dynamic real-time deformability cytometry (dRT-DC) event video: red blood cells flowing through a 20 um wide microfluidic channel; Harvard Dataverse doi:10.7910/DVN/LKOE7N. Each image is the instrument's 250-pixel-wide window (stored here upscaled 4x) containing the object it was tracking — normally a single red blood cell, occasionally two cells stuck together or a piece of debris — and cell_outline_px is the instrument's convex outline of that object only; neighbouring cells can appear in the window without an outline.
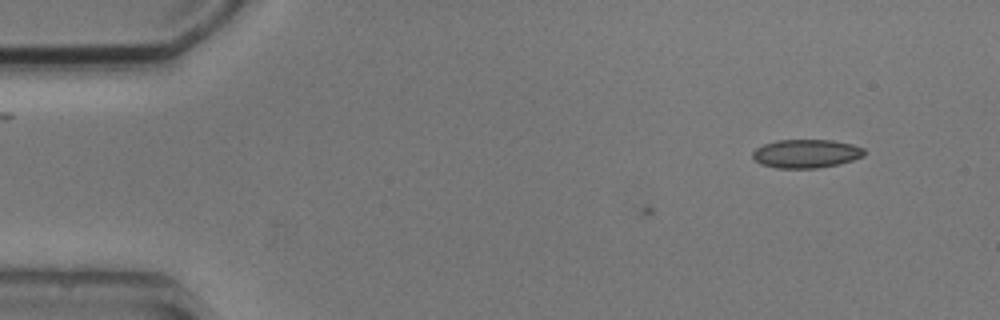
{"species": "common noctule bat (a hibernating species)", "species_latin": "Nyctalus noctula", "temperature_condition": "cold", "stored_images_in_passage": 3, "camera_frame_rate_fps": 3000, "um_per_image_px": 0.085, "animal": {"sex": "male", "body_mass_g": 20.5, "forearm_length_mm": 52.5}, "frame": {"image": 1, "passage_image": 1, "time_ms": 0.0, "image_size_px": [1000, 320], "cell_outline_px": [[864, 156], [840, 164], [816, 168], [776, 168], [760, 164], [752, 156], [752, 152], [756, 148], [764, 144], [776, 140], [832, 140], [852, 144], [864, 148]], "centroid_in_image_um": [68.52, 13.06], "position_along_channel_um": 16.5, "area_um2": 18.61}}